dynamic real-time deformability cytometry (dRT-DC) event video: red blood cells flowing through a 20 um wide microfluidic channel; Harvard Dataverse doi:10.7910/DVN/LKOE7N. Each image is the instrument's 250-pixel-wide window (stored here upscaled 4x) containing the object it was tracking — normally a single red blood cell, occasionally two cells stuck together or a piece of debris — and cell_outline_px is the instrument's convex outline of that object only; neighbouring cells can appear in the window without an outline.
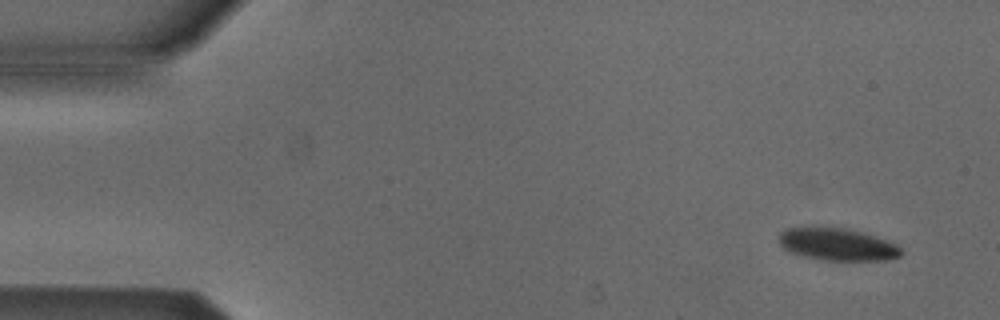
{"species": "Egyptian fruit bat (a non-hibernating species)", "species_latin": "Rousettus aegyptiacus", "temperature_condition": "cold", "stored_images_in_passage": 4, "camera_frame_rate_fps": 3000, "um_per_image_px": 0.085, "animal": {"sex": "male"}, "frame": {"image": 1, "passage_image": 1, "time_ms": 0.0, "image_size_px": [1000, 320], "cell_outline_px": [[904, 252], [900, 256], [888, 260], [820, 260], [800, 256], [788, 252], [776, 240], [776, 236], [784, 228], [844, 228], [860, 232], [896, 244]], "centroid_in_image_um": [71.1, 20.79], "position_along_channel_um": 13.9, "area_um2": 23.0}}